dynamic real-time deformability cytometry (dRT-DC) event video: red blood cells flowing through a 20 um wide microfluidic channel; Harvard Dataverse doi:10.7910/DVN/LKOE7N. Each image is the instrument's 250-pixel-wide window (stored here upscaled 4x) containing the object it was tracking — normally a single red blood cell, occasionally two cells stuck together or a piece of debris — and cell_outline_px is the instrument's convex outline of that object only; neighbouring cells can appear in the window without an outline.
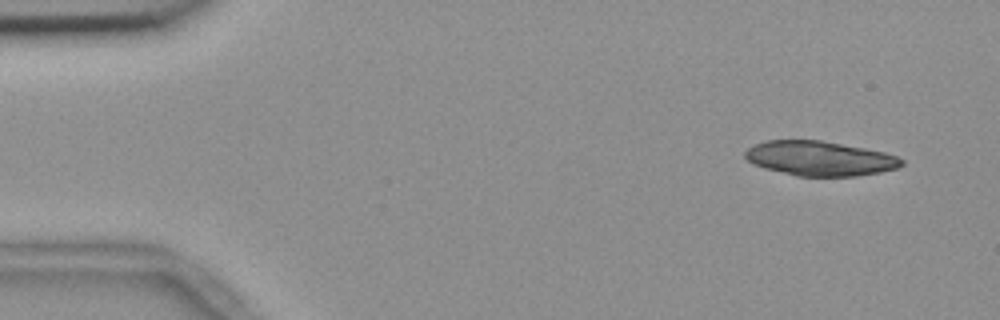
{"species": "common noctule bat (a hibernating species)", "species_latin": "Nyctalus noctula", "temperature_condition": "room temperature", "stored_images_in_passage": 51, "camera_frame_rate_fps": 3000, "um_per_image_px": 0.085, "animal": {"sex": "female", "body_mass_g": 18.4}, "frame": {"image": 1, "passage_image": 1, "time_ms": 0.0, "image_size_px": [1000, 320], "cell_outline_px": [[904, 164], [900, 168], [880, 172], [856, 176], [796, 176], [764, 168], [752, 164], [744, 156], [744, 152], [748, 148], [764, 140], [820, 140], [864, 148], [884, 152], [896, 156], [904, 160]], "centroid_in_image_um": [69.68, 13.47], "position_along_channel_um": 15.3, "area_um2": 31.67}}
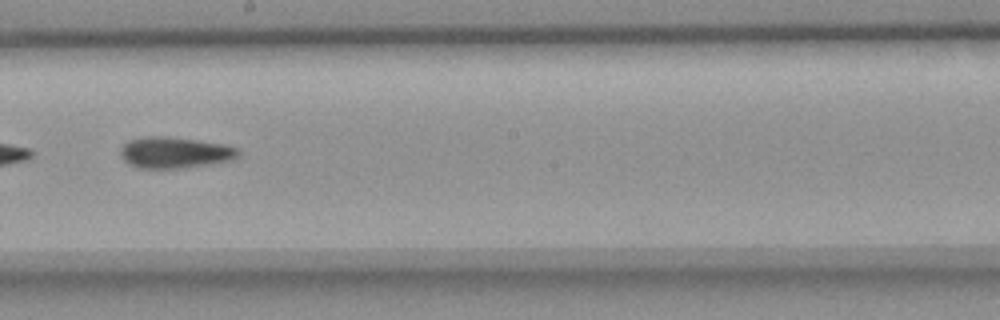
{"frame": {"image": 2, "passage_image": 28, "time_ms": 9.0, "image_size_px": [1000, 320], "cell_outline_px": [[240, 156], [232, 160], [212, 164], [176, 168], [140, 168], [128, 164], [124, 160], [120, 152], [120, 148], [128, 140], [144, 136], [164, 136], [196, 140], [224, 144], [240, 148]], "centroid_in_image_um": [14.88, 12.96], "position_along_channel_um": 233.3, "area_um2": 21.56}}
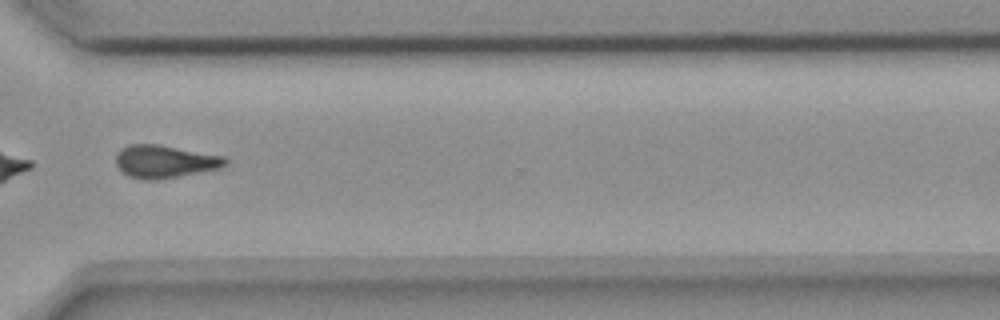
{"frame": {"image": 3, "passage_image": 38, "time_ms": 12.333, "image_size_px": [1000, 320], "cell_outline_px": [[228, 164], [220, 168], [176, 176], [152, 180], [148, 180], [132, 176], [124, 172], [116, 164], [116, 156], [120, 148], [128, 144], [160, 144], [224, 156], [228, 160]], "centroid_in_image_um": [14.02, 13.69], "position_along_channel_um": 356.6, "area_um2": 20.63}, "authors_computed_cell_mechanics": {"area_um2": 20.9236, "velocity_mm_per_s": 3.6814, "shape_relaxation_time_tau1_ms": null, "shape_relaxation_time_tau2_ms": 9.2338, "deformation_change_tau1": null, "deformation_change_tau2": 0.1852}}